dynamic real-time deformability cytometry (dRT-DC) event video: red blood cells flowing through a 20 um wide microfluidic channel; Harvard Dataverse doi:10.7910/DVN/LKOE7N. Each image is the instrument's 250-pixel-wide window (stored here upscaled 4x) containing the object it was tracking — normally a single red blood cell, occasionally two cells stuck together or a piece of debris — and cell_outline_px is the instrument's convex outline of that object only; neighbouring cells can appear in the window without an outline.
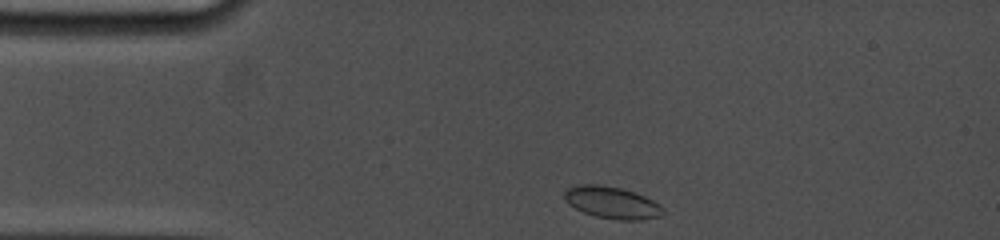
{"species": "common noctule bat (a hibernating species)", "species_latin": "Nyctalus noctula", "temperature_condition": "cold", "stored_images_in_passage": 14, "camera_frame_rate_fps": 5000, "um_per_image_px": 0.085, "animal": {"sex": "female", "body_mass_g": 19.0, "forearm_length_mm": 53.3}, "frame": {"image": 1, "passage_image": 1, "time_ms": 0.0, "image_size_px": [1000, 240], "cell_outline_px": [[664, 212], [660, 216], [640, 220], [620, 220], [596, 216], [584, 212], [568, 204], [564, 200], [564, 192], [568, 188], [580, 184], [600, 184], [620, 188], [644, 196], [660, 204], [664, 208]], "centroid_in_image_um": [52.01, 17.22], "position_along_channel_um": 33.0, "area_um2": 18.26}}
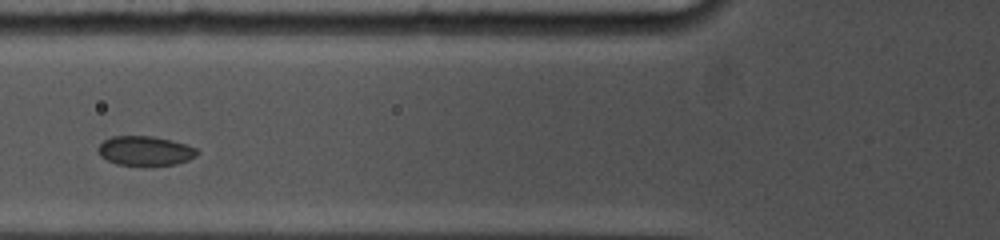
{"frame": {"image": 2, "passage_image": 7, "time_ms": 3.2, "image_size_px": [1000, 240], "cell_outline_px": [[200, 152], [196, 156], [188, 160], [176, 164], [148, 168], [116, 164], [100, 156], [96, 148], [104, 140], [112, 136], [152, 136], [172, 140], [196, 148]], "centroid_in_image_um": [12.33, 12.86], "position_along_channel_um": 113.5, "area_um2": 17.63}}
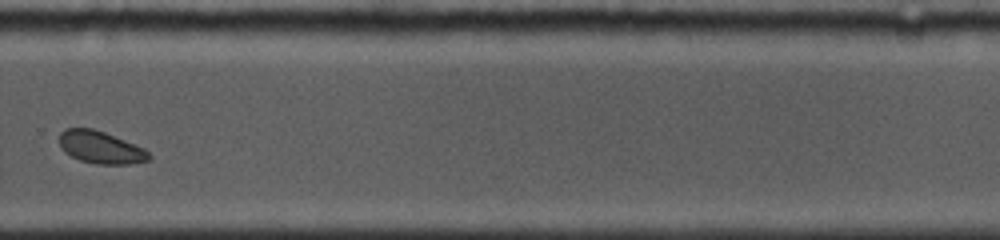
{"frame": {"image": 3, "passage_image": 14, "time_ms": 8.8, "image_size_px": [1000, 240], "cell_outline_px": [[152, 156], [148, 160], [128, 164], [96, 164], [80, 160], [64, 152], [60, 148], [60, 132], [64, 128], [92, 128], [104, 132], [144, 148]], "centroid_in_image_um": [8.53, 12.52], "position_along_channel_um": 321.3, "area_um2": 16.82}}